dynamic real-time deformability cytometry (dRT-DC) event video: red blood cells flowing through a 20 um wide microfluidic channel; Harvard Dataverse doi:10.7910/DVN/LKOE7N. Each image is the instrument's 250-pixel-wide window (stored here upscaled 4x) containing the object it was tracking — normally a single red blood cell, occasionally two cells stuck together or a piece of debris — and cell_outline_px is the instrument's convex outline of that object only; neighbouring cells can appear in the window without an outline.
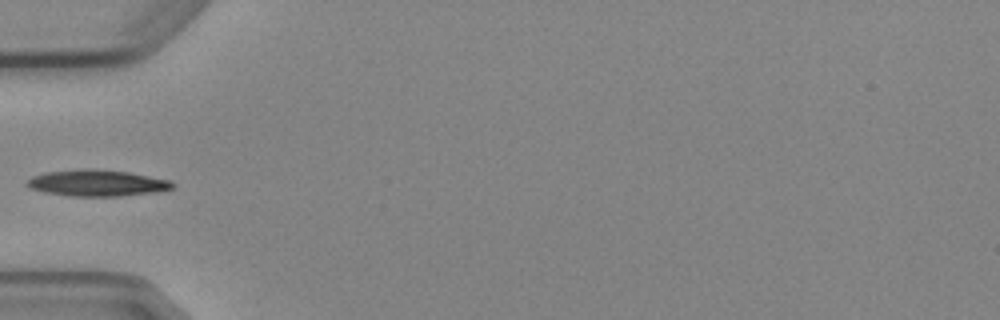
{"species": "Egyptian fruit bat (a non-hibernating species)", "species_latin": "Rousettus aegyptiacus", "temperature_condition": "cold", "stored_images_in_passage": 5, "camera_frame_rate_fps": 3000, "um_per_image_px": 0.085, "animal": {"sex": "female"}, "frame": {"image": 1, "passage_image": 5, "time_ms": 5.333, "image_size_px": [1000, 320], "cell_outline_px": [[176, 184], [172, 188], [156, 192], [120, 196], [72, 196], [44, 192], [28, 188], [24, 184], [32, 176], [44, 172], [80, 168], [96, 168], [128, 172], [168, 180]], "centroid_in_image_um": [8.19, 15.54], "position_along_channel_um": 76.8, "area_um2": 22.54}}